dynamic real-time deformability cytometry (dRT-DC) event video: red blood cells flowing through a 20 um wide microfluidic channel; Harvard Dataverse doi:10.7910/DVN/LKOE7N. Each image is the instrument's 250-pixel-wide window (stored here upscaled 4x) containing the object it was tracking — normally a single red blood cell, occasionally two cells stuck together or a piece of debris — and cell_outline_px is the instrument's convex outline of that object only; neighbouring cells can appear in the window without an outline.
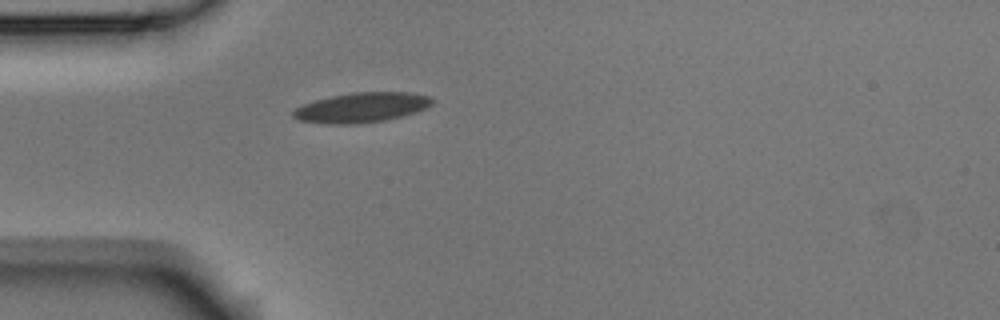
{"species": "Egyptian fruit bat (a non-hibernating species)", "species_latin": "Rousettus aegyptiacus", "temperature_condition": "room temperature", "stored_images_in_passage": 1, "camera_frame_rate_fps": 3000, "um_per_image_px": 0.085, "animal": {"sex": "male"}, "frame": {"image": 1, "passage_image": 1, "time_ms": 0.0, "image_size_px": [1000, 320], "cell_outline_px": [[436, 100], [432, 104], [424, 108], [400, 116], [384, 120], [356, 124], [332, 124], [300, 120], [292, 116], [292, 112], [296, 108], [304, 104], [316, 100], [332, 96], [352, 92], [412, 92], [432, 96]], "centroid_in_image_um": [30.77, 9.12], "position_along_channel_um": 54.2, "area_um2": 23.99}}